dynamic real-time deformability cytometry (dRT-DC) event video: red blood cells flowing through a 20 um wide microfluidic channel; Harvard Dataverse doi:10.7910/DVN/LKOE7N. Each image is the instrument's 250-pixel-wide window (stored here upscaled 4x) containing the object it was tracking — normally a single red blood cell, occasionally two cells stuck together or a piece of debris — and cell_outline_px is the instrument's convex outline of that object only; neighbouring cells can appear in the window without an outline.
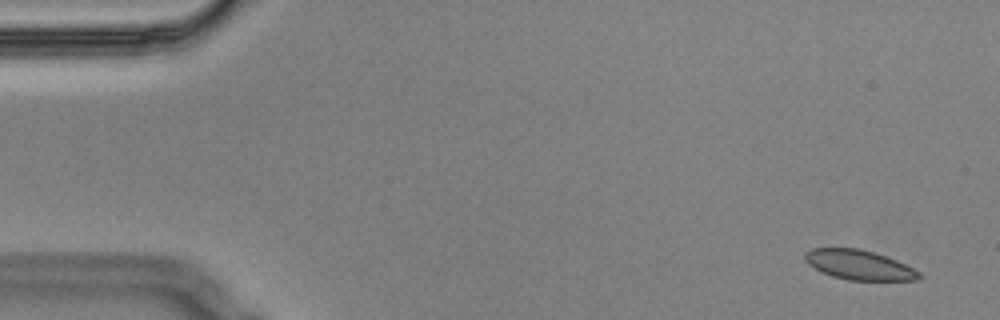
{"species": "Egyptian fruit bat (a non-hibernating species)", "species_latin": "Rousettus aegyptiacus", "temperature_condition": "cold", "stored_images_in_passage": 5, "camera_frame_rate_fps": 3000, "um_per_image_px": 0.085, "animal": {"sex": "male"}, "frame": {"image": 1, "passage_image": 1, "time_ms": 0.0, "image_size_px": [1000, 320], "cell_outline_px": [[924, 276], [920, 280], [848, 280], [832, 276], [820, 272], [808, 264], [804, 260], [804, 252], [812, 248], [860, 248], [896, 260], [920, 272]], "centroid_in_image_um": [72.99, 22.52], "position_along_channel_um": 12.0, "area_um2": 19.83}}